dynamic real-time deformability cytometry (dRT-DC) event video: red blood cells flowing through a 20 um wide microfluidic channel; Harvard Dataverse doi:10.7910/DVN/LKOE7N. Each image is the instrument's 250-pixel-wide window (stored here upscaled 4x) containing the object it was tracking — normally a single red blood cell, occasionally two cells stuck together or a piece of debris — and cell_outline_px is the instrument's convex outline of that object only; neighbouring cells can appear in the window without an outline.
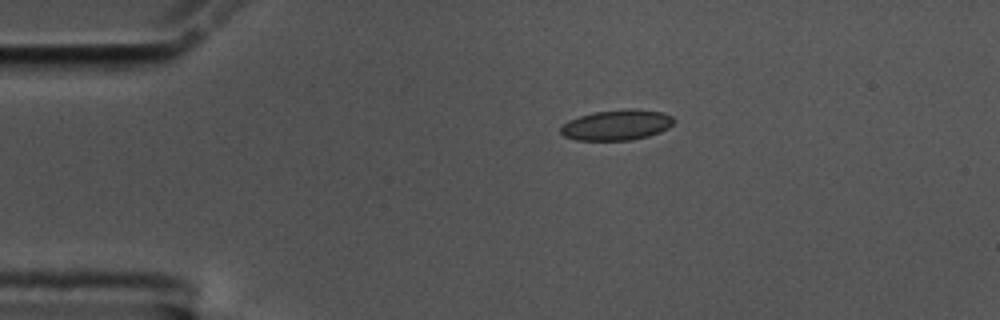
{"species": "common noctule bat (a hibernating species)", "species_latin": "Nyctalus noctula", "temperature_condition": "cold", "stored_images_in_passage": 47, "camera_frame_rate_fps": 3000, "um_per_image_px": 0.085, "animal": {"sex": "male", "body_mass_g": 17.5, "forearm_length_mm": 52.3}, "frame": {"image": 1, "passage_image": 1, "time_ms": 0.0, "image_size_px": [1000, 320], "cell_outline_px": [[676, 120], [668, 128], [660, 132], [648, 136], [632, 140], [576, 140], [564, 136], [560, 132], [560, 128], [568, 120], [580, 116], [596, 112], [628, 108], [664, 112], [672, 116]], "centroid_in_image_um": [52.45, 10.62], "position_along_channel_um": 32.6, "area_um2": 20.11}}
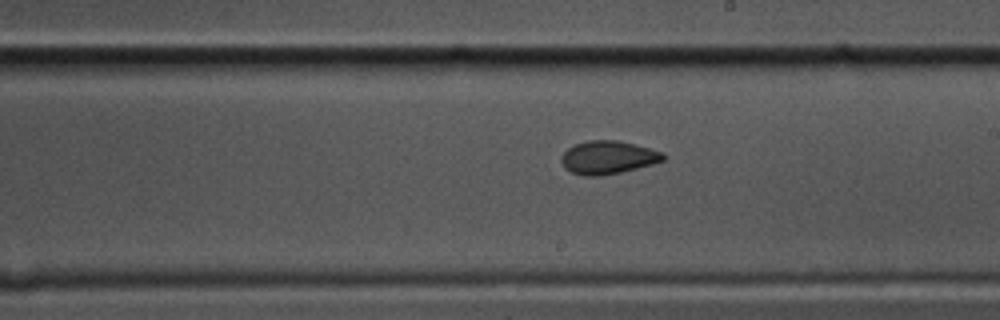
{"frame": {"image": 2, "passage_image": 22, "time_ms": 7.0, "image_size_px": [1000, 320], "cell_outline_px": [[664, 160], [652, 164], [620, 172], [600, 176], [584, 176], [572, 172], [564, 168], [560, 160], [560, 156], [568, 148], [576, 144], [588, 140], [616, 140], [636, 144], [664, 152]], "centroid_in_image_um": [51.66, 13.38], "position_along_channel_um": 237.3, "area_um2": 19.71}}
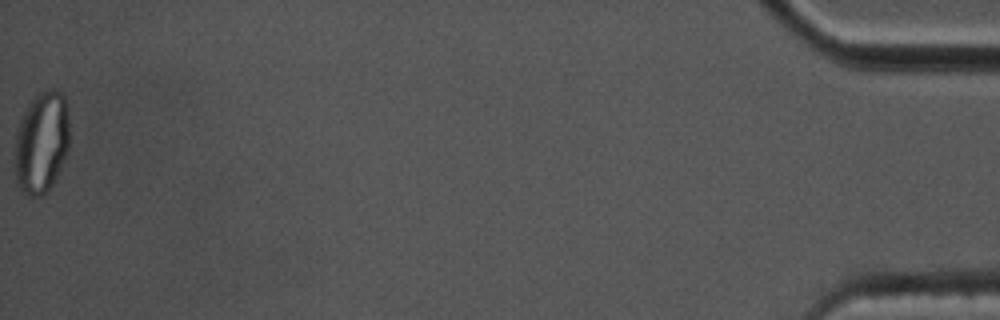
{"frame": {"image": 3, "passage_image": 47, "time_ms": 15.333, "image_size_px": [1000, 320], "cell_outline_px": [[68, 148], [64, 160], [48, 192], [40, 196], [28, 196], [20, 188], [16, 180], [16, 128], [28, 104], [40, 92], [48, 88], [56, 88], [64, 92], [68, 108]], "centroid_in_image_um": [3.55, 12.06], "position_along_channel_um": 431.6, "area_um2": 32.48}, "authors_computed_cell_mechanics": {"area_um2": 20.1722, "velocity_mm_per_s": 3.5305, "shape_relaxation_time_tau1_ms": null, "shape_relaxation_time_tau2_ms": 1.8591, "deformation_change_tau1": null, "deformation_change_tau2": 0.0657}}